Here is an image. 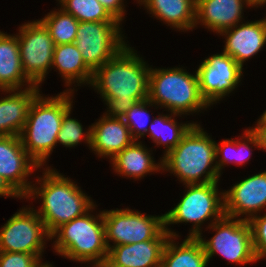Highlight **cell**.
Returning a JSON list of instances; mask_svg holds the SVG:
<instances>
[{
	"label": "cell",
	"instance_id": "1",
	"mask_svg": "<svg viewBox=\"0 0 266 267\" xmlns=\"http://www.w3.org/2000/svg\"><path fill=\"white\" fill-rule=\"evenodd\" d=\"M150 69L127 45L97 68L90 85L108 106L104 115L122 118L137 102L148 99Z\"/></svg>",
	"mask_w": 266,
	"mask_h": 267
},
{
	"label": "cell",
	"instance_id": "2",
	"mask_svg": "<svg viewBox=\"0 0 266 267\" xmlns=\"http://www.w3.org/2000/svg\"><path fill=\"white\" fill-rule=\"evenodd\" d=\"M40 187L31 186L25 198L42 199V206L35 210L51 236L60 226L87 213L94 203L70 178L46 168L43 177L37 180Z\"/></svg>",
	"mask_w": 266,
	"mask_h": 267
},
{
	"label": "cell",
	"instance_id": "3",
	"mask_svg": "<svg viewBox=\"0 0 266 267\" xmlns=\"http://www.w3.org/2000/svg\"><path fill=\"white\" fill-rule=\"evenodd\" d=\"M69 87L63 93L43 97L39 93L28 111L27 121L19 135L28 155L41 167L57 144L64 114L72 108Z\"/></svg>",
	"mask_w": 266,
	"mask_h": 267
},
{
	"label": "cell",
	"instance_id": "4",
	"mask_svg": "<svg viewBox=\"0 0 266 267\" xmlns=\"http://www.w3.org/2000/svg\"><path fill=\"white\" fill-rule=\"evenodd\" d=\"M162 158V170L174 173L184 185L219 181L220 174L214 164L215 141L197 123L182 137L180 143Z\"/></svg>",
	"mask_w": 266,
	"mask_h": 267
},
{
	"label": "cell",
	"instance_id": "5",
	"mask_svg": "<svg viewBox=\"0 0 266 267\" xmlns=\"http://www.w3.org/2000/svg\"><path fill=\"white\" fill-rule=\"evenodd\" d=\"M76 217L60 226L52 235L55 252L78 262L100 265L106 262L108 246L106 244L103 211L96 217L89 212Z\"/></svg>",
	"mask_w": 266,
	"mask_h": 267
},
{
	"label": "cell",
	"instance_id": "6",
	"mask_svg": "<svg viewBox=\"0 0 266 267\" xmlns=\"http://www.w3.org/2000/svg\"><path fill=\"white\" fill-rule=\"evenodd\" d=\"M148 100L179 116L209 106L200 93L197 73L189 74L180 67L150 69Z\"/></svg>",
	"mask_w": 266,
	"mask_h": 267
},
{
	"label": "cell",
	"instance_id": "7",
	"mask_svg": "<svg viewBox=\"0 0 266 267\" xmlns=\"http://www.w3.org/2000/svg\"><path fill=\"white\" fill-rule=\"evenodd\" d=\"M217 183L186 184L188 189L183 198L164 214L165 229L169 231L170 237H179L176 232L167 228L170 224L191 222L194 225L187 237L197 238L205 220L213 218L214 223L225 215L224 192H218Z\"/></svg>",
	"mask_w": 266,
	"mask_h": 267
},
{
	"label": "cell",
	"instance_id": "8",
	"mask_svg": "<svg viewBox=\"0 0 266 267\" xmlns=\"http://www.w3.org/2000/svg\"><path fill=\"white\" fill-rule=\"evenodd\" d=\"M235 219L224 215L214 223L210 221L208 228L217 231L216 234L207 241L202 238V233L197 237L208 262L216 253L226 258L229 263L245 265L257 261L250 223L242 218Z\"/></svg>",
	"mask_w": 266,
	"mask_h": 267
},
{
	"label": "cell",
	"instance_id": "9",
	"mask_svg": "<svg viewBox=\"0 0 266 267\" xmlns=\"http://www.w3.org/2000/svg\"><path fill=\"white\" fill-rule=\"evenodd\" d=\"M106 244L125 245L156 239L165 230L164 215L146 216L129 208L103 210Z\"/></svg>",
	"mask_w": 266,
	"mask_h": 267
},
{
	"label": "cell",
	"instance_id": "10",
	"mask_svg": "<svg viewBox=\"0 0 266 267\" xmlns=\"http://www.w3.org/2000/svg\"><path fill=\"white\" fill-rule=\"evenodd\" d=\"M119 25L120 22H79L74 43L93 72L127 45Z\"/></svg>",
	"mask_w": 266,
	"mask_h": 267
},
{
	"label": "cell",
	"instance_id": "11",
	"mask_svg": "<svg viewBox=\"0 0 266 267\" xmlns=\"http://www.w3.org/2000/svg\"><path fill=\"white\" fill-rule=\"evenodd\" d=\"M17 39L23 71L35 85L40 86L52 66L54 41L40 20L22 25Z\"/></svg>",
	"mask_w": 266,
	"mask_h": 267
},
{
	"label": "cell",
	"instance_id": "12",
	"mask_svg": "<svg viewBox=\"0 0 266 267\" xmlns=\"http://www.w3.org/2000/svg\"><path fill=\"white\" fill-rule=\"evenodd\" d=\"M33 209L22 208L0 228V251L30 253L42 259L45 241L51 236Z\"/></svg>",
	"mask_w": 266,
	"mask_h": 267
},
{
	"label": "cell",
	"instance_id": "13",
	"mask_svg": "<svg viewBox=\"0 0 266 267\" xmlns=\"http://www.w3.org/2000/svg\"><path fill=\"white\" fill-rule=\"evenodd\" d=\"M243 68L228 54L211 55L197 69L200 93L210 105L231 93L241 81Z\"/></svg>",
	"mask_w": 266,
	"mask_h": 267
},
{
	"label": "cell",
	"instance_id": "14",
	"mask_svg": "<svg viewBox=\"0 0 266 267\" xmlns=\"http://www.w3.org/2000/svg\"><path fill=\"white\" fill-rule=\"evenodd\" d=\"M41 168L27 153L19 136H0V176L23 198L31 184L26 177Z\"/></svg>",
	"mask_w": 266,
	"mask_h": 267
},
{
	"label": "cell",
	"instance_id": "15",
	"mask_svg": "<svg viewBox=\"0 0 266 267\" xmlns=\"http://www.w3.org/2000/svg\"><path fill=\"white\" fill-rule=\"evenodd\" d=\"M266 208V171L245 178L224 192L226 216L249 221ZM239 216V217H238Z\"/></svg>",
	"mask_w": 266,
	"mask_h": 267
},
{
	"label": "cell",
	"instance_id": "16",
	"mask_svg": "<svg viewBox=\"0 0 266 267\" xmlns=\"http://www.w3.org/2000/svg\"><path fill=\"white\" fill-rule=\"evenodd\" d=\"M170 233L165 229L156 239L110 246L105 264L109 267H161Z\"/></svg>",
	"mask_w": 266,
	"mask_h": 267
},
{
	"label": "cell",
	"instance_id": "17",
	"mask_svg": "<svg viewBox=\"0 0 266 267\" xmlns=\"http://www.w3.org/2000/svg\"><path fill=\"white\" fill-rule=\"evenodd\" d=\"M241 23L219 34L226 37L223 52L243 67L244 62L261 51L266 44V18Z\"/></svg>",
	"mask_w": 266,
	"mask_h": 267
},
{
	"label": "cell",
	"instance_id": "18",
	"mask_svg": "<svg viewBox=\"0 0 266 267\" xmlns=\"http://www.w3.org/2000/svg\"><path fill=\"white\" fill-rule=\"evenodd\" d=\"M245 4L255 6L251 0H196L195 27L201 23L216 33L232 28L243 19Z\"/></svg>",
	"mask_w": 266,
	"mask_h": 267
},
{
	"label": "cell",
	"instance_id": "19",
	"mask_svg": "<svg viewBox=\"0 0 266 267\" xmlns=\"http://www.w3.org/2000/svg\"><path fill=\"white\" fill-rule=\"evenodd\" d=\"M100 118L91 125L90 148L99 157H109L111 160L120 151L131 145L135 139L122 118L107 115Z\"/></svg>",
	"mask_w": 266,
	"mask_h": 267
},
{
	"label": "cell",
	"instance_id": "20",
	"mask_svg": "<svg viewBox=\"0 0 266 267\" xmlns=\"http://www.w3.org/2000/svg\"><path fill=\"white\" fill-rule=\"evenodd\" d=\"M25 88L23 90H3L11 95L0 99V136L20 135L27 121L31 103L40 91L37 85Z\"/></svg>",
	"mask_w": 266,
	"mask_h": 267
},
{
	"label": "cell",
	"instance_id": "21",
	"mask_svg": "<svg viewBox=\"0 0 266 267\" xmlns=\"http://www.w3.org/2000/svg\"><path fill=\"white\" fill-rule=\"evenodd\" d=\"M25 82L28 88L35 85L23 71L17 35L0 31V89L21 90Z\"/></svg>",
	"mask_w": 266,
	"mask_h": 267
},
{
	"label": "cell",
	"instance_id": "22",
	"mask_svg": "<svg viewBox=\"0 0 266 267\" xmlns=\"http://www.w3.org/2000/svg\"><path fill=\"white\" fill-rule=\"evenodd\" d=\"M139 4L177 30H192L195 27L196 0H137Z\"/></svg>",
	"mask_w": 266,
	"mask_h": 267
},
{
	"label": "cell",
	"instance_id": "23",
	"mask_svg": "<svg viewBox=\"0 0 266 267\" xmlns=\"http://www.w3.org/2000/svg\"><path fill=\"white\" fill-rule=\"evenodd\" d=\"M141 142L135 140L111 159L113 170L117 174L140 179L150 172L162 170V159L158 164Z\"/></svg>",
	"mask_w": 266,
	"mask_h": 267
},
{
	"label": "cell",
	"instance_id": "24",
	"mask_svg": "<svg viewBox=\"0 0 266 267\" xmlns=\"http://www.w3.org/2000/svg\"><path fill=\"white\" fill-rule=\"evenodd\" d=\"M51 67L59 70L65 86L75 82L90 84L93 77V71L85 64L75 43L55 46Z\"/></svg>",
	"mask_w": 266,
	"mask_h": 267
},
{
	"label": "cell",
	"instance_id": "25",
	"mask_svg": "<svg viewBox=\"0 0 266 267\" xmlns=\"http://www.w3.org/2000/svg\"><path fill=\"white\" fill-rule=\"evenodd\" d=\"M173 239L169 237L165 244L161 267H207L208 258L198 238L187 237L179 246Z\"/></svg>",
	"mask_w": 266,
	"mask_h": 267
},
{
	"label": "cell",
	"instance_id": "26",
	"mask_svg": "<svg viewBox=\"0 0 266 267\" xmlns=\"http://www.w3.org/2000/svg\"><path fill=\"white\" fill-rule=\"evenodd\" d=\"M171 113L169 115L158 114V117H155L150 124L147 134L151 137L152 141L156 145H163L166 147L165 155H167L172 149H174L181 141L182 137L189 131V129L195 123H185L177 125L175 119H172V116H178V114Z\"/></svg>",
	"mask_w": 266,
	"mask_h": 267
},
{
	"label": "cell",
	"instance_id": "27",
	"mask_svg": "<svg viewBox=\"0 0 266 267\" xmlns=\"http://www.w3.org/2000/svg\"><path fill=\"white\" fill-rule=\"evenodd\" d=\"M240 141L239 139H225L221 144H217L215 141V154H216V166L218 168L219 174L221 175V169L224 165L228 163H235L242 165L250 159L251 146L257 147L259 149V144L256 136L249 129L245 130L244 136ZM221 156H220V155ZM234 156V157H233ZM221 157V158H220ZM219 158V159H218ZM218 159V161H217Z\"/></svg>",
	"mask_w": 266,
	"mask_h": 267
},
{
	"label": "cell",
	"instance_id": "28",
	"mask_svg": "<svg viewBox=\"0 0 266 267\" xmlns=\"http://www.w3.org/2000/svg\"><path fill=\"white\" fill-rule=\"evenodd\" d=\"M40 21L47 28L55 46L75 42L79 21L73 15L60 8L50 11Z\"/></svg>",
	"mask_w": 266,
	"mask_h": 267
},
{
	"label": "cell",
	"instance_id": "29",
	"mask_svg": "<svg viewBox=\"0 0 266 267\" xmlns=\"http://www.w3.org/2000/svg\"><path fill=\"white\" fill-rule=\"evenodd\" d=\"M61 9L73 15L79 22H119L98 0H58Z\"/></svg>",
	"mask_w": 266,
	"mask_h": 267
},
{
	"label": "cell",
	"instance_id": "30",
	"mask_svg": "<svg viewBox=\"0 0 266 267\" xmlns=\"http://www.w3.org/2000/svg\"><path fill=\"white\" fill-rule=\"evenodd\" d=\"M70 108L63 116L62 125L57 135V143H61L65 147L76 146L80 141L85 140L89 148L91 145V127L87 132H84L81 123L70 117Z\"/></svg>",
	"mask_w": 266,
	"mask_h": 267
},
{
	"label": "cell",
	"instance_id": "31",
	"mask_svg": "<svg viewBox=\"0 0 266 267\" xmlns=\"http://www.w3.org/2000/svg\"><path fill=\"white\" fill-rule=\"evenodd\" d=\"M148 106L150 107L155 105L148 99L137 102L122 117L130 129L132 137L137 141L141 137L145 136L148 130V127L146 126L148 121H150L149 111L146 110Z\"/></svg>",
	"mask_w": 266,
	"mask_h": 267
},
{
	"label": "cell",
	"instance_id": "32",
	"mask_svg": "<svg viewBox=\"0 0 266 267\" xmlns=\"http://www.w3.org/2000/svg\"><path fill=\"white\" fill-rule=\"evenodd\" d=\"M254 252L257 260L266 258V213L254 216L249 221Z\"/></svg>",
	"mask_w": 266,
	"mask_h": 267
},
{
	"label": "cell",
	"instance_id": "33",
	"mask_svg": "<svg viewBox=\"0 0 266 267\" xmlns=\"http://www.w3.org/2000/svg\"><path fill=\"white\" fill-rule=\"evenodd\" d=\"M40 258L35 254L0 251V267H39Z\"/></svg>",
	"mask_w": 266,
	"mask_h": 267
},
{
	"label": "cell",
	"instance_id": "34",
	"mask_svg": "<svg viewBox=\"0 0 266 267\" xmlns=\"http://www.w3.org/2000/svg\"><path fill=\"white\" fill-rule=\"evenodd\" d=\"M109 14L120 23L123 21L125 11L124 0H98Z\"/></svg>",
	"mask_w": 266,
	"mask_h": 267
},
{
	"label": "cell",
	"instance_id": "35",
	"mask_svg": "<svg viewBox=\"0 0 266 267\" xmlns=\"http://www.w3.org/2000/svg\"><path fill=\"white\" fill-rule=\"evenodd\" d=\"M0 196L22 198L9 184L0 176Z\"/></svg>",
	"mask_w": 266,
	"mask_h": 267
},
{
	"label": "cell",
	"instance_id": "36",
	"mask_svg": "<svg viewBox=\"0 0 266 267\" xmlns=\"http://www.w3.org/2000/svg\"><path fill=\"white\" fill-rule=\"evenodd\" d=\"M256 136L259 144V150L264 149L266 151V129H250Z\"/></svg>",
	"mask_w": 266,
	"mask_h": 267
},
{
	"label": "cell",
	"instance_id": "37",
	"mask_svg": "<svg viewBox=\"0 0 266 267\" xmlns=\"http://www.w3.org/2000/svg\"><path fill=\"white\" fill-rule=\"evenodd\" d=\"M251 129H266V110L263 112L262 116L258 119L256 126Z\"/></svg>",
	"mask_w": 266,
	"mask_h": 267
},
{
	"label": "cell",
	"instance_id": "38",
	"mask_svg": "<svg viewBox=\"0 0 266 267\" xmlns=\"http://www.w3.org/2000/svg\"><path fill=\"white\" fill-rule=\"evenodd\" d=\"M253 3H254V5H255V7L257 6L258 7V5L259 6H264L265 4H266V0H251Z\"/></svg>",
	"mask_w": 266,
	"mask_h": 267
},
{
	"label": "cell",
	"instance_id": "39",
	"mask_svg": "<svg viewBox=\"0 0 266 267\" xmlns=\"http://www.w3.org/2000/svg\"><path fill=\"white\" fill-rule=\"evenodd\" d=\"M39 267H53V266L49 263H41Z\"/></svg>",
	"mask_w": 266,
	"mask_h": 267
},
{
	"label": "cell",
	"instance_id": "40",
	"mask_svg": "<svg viewBox=\"0 0 266 267\" xmlns=\"http://www.w3.org/2000/svg\"><path fill=\"white\" fill-rule=\"evenodd\" d=\"M92 267H109V266H107L105 263H102L100 265H95V266H92Z\"/></svg>",
	"mask_w": 266,
	"mask_h": 267
}]
</instances>
